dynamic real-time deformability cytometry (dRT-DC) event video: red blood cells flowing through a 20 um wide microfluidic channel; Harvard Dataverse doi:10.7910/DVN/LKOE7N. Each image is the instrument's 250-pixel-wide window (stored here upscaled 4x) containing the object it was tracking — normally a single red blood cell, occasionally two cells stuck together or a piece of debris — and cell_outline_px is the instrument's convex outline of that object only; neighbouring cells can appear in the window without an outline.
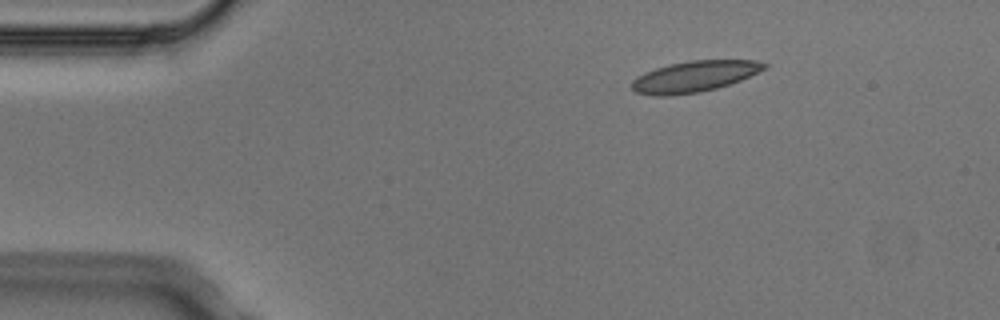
{"species": "Egyptian fruit bat (a non-hibernating species)", "species_latin": "Rousettus aegyptiacus", "temperature_condition": "cold", "stored_images_in_passage": 4, "segment_of_instrument_passage": [1, 2], "camera_frame_rate_fps": 3000, "um_per_image_px": 0.085, "animal": {"sex": "male"}, "frame": {"image": 1, "passage_image": 1, "time_ms": 0.0, "image_size_px": [1000, 320], "cell_outline_px": [[768, 68], [740, 80], [716, 88], [700, 92], [672, 96], [652, 96], [636, 92], [632, 88], [632, 80], [636, 76], [644, 72], [668, 64], [688, 60], [756, 60], [768, 64]], "centroid_in_image_um": [59.0, 6.5], "position_along_channel_um": 26.0, "area_um2": 24.16}}
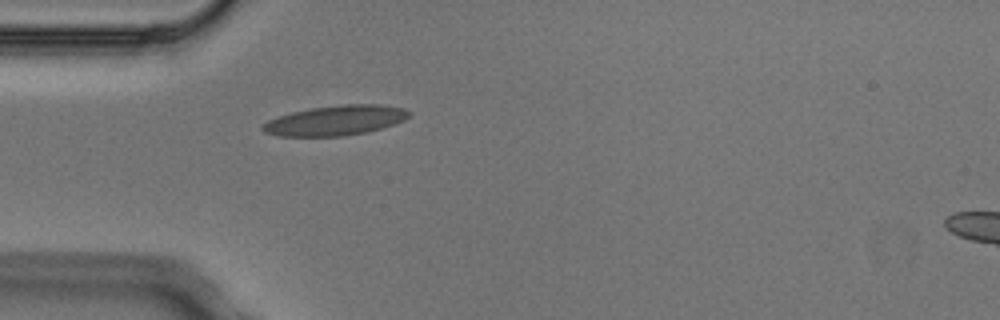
{"frame": {"image": 2, "passage_image": 3, "time_ms": 0.667, "image_size_px": [1000, 320], "cell_outline_px": [[412, 112], [404, 120], [380, 128], [364, 132], [344, 136], [280, 136], [264, 132], [260, 128], [260, 124], [268, 120], [292, 112], [312, 108], [344, 104], [380, 104], [404, 108]], "centroid_in_image_um": [28.49, 10.23], "position_along_channel_um": 56.5, "area_um2": 25.37}}